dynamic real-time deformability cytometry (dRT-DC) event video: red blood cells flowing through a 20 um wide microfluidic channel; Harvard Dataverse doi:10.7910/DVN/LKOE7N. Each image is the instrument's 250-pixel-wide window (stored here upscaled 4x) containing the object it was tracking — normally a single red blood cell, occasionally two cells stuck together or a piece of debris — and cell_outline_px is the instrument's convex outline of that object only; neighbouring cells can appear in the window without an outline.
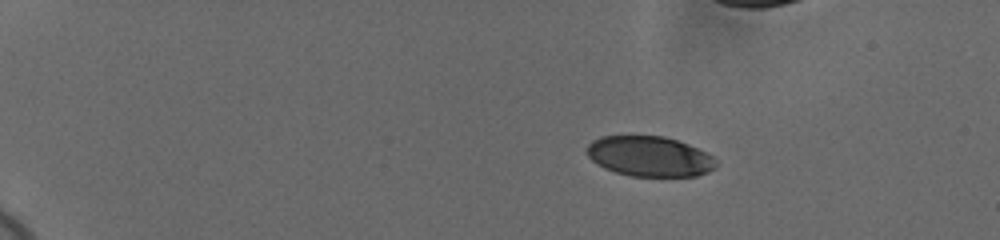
{"species": "human", "species_latin": "Homo sapiens", "temperature_condition": "cold", "stored_images_in_passage": 48, "camera_frame_rate_fps": 3000, "um_per_image_px": 0.085, "donor": {"sex": "female"}, "frame": {"image": 1, "passage_image": 1, "time_ms": 0.0, "image_size_px": [1000, 240], "cell_outline_px": [[716, 168], [708, 172], [696, 176], [632, 176], [616, 172], [604, 168], [596, 164], [584, 152], [584, 148], [592, 140], [600, 136], [664, 136], [688, 144], [712, 156], [716, 160]], "centroid_in_image_um": [55.16, 13.29], "position_along_channel_um": 29.8, "area_um2": 30.4}}
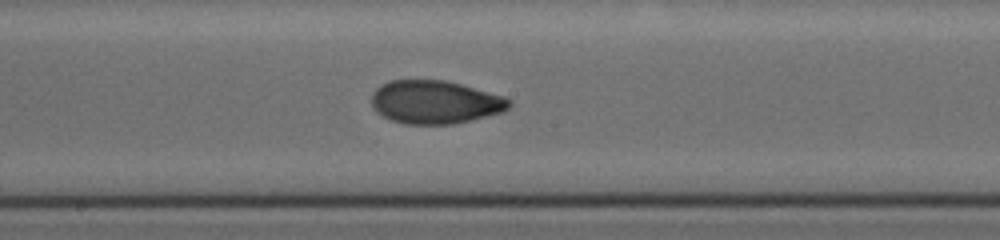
{"frame": {"image": 2, "passage_image": 25, "time_ms": 8.0, "image_size_px": [1000, 240], "cell_outline_px": [[512, 104], [504, 112], [452, 124], [404, 124], [392, 120], [384, 116], [372, 104], [372, 92], [376, 88], [392, 80], [448, 80], [504, 96], [512, 100]], "centroid_in_image_um": [37.03, 8.67], "position_along_channel_um": 211.2, "area_um2": 34.56}}
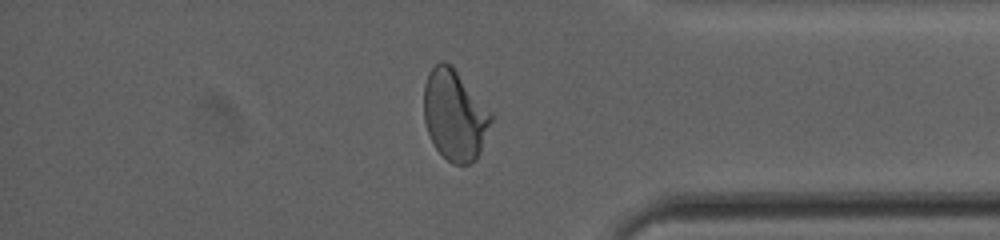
{"frame": {"image": 3, "passage_image": 41, "time_ms": 13.333, "image_size_px": [1000, 240], "cell_outline_px": [[492, 120], [476, 160], [468, 164], [452, 164], [436, 148], [428, 132], [424, 120], [424, 84], [428, 72], [440, 60], [444, 60], [452, 64], [492, 112]], "centroid_in_image_um": [38.64, 9.73], "position_along_channel_um": 396.6, "area_um2": 35.55}, "authors_computed_cell_mechanics": {"area_um2": 34.2754, "velocity_mm_per_s": 3.672, "shape_relaxation_time_tau1_ms": 4.245, "shape_relaxation_time_tau2_ms": 1.5747, "deformation_change_tau1": 0.1579, "deformation_change_tau2": 0.0535}}